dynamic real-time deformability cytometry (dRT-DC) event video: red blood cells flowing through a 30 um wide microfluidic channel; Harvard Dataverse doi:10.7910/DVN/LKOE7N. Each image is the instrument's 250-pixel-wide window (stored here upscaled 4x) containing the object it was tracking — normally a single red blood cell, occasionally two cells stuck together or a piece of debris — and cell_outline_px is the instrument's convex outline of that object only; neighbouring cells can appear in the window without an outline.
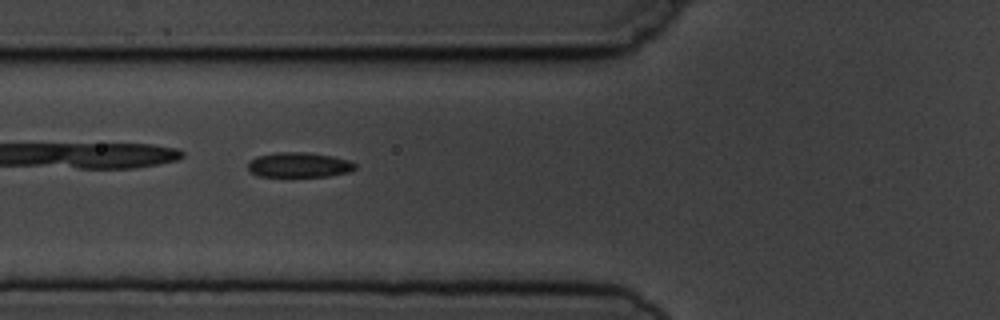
{"species": "common noctule bat (a hibernating species)", "species_latin": "Nyctalus noctula", "temperature_condition": "cold", "stored_images_in_passage": 8, "camera_frame_rate_fps": 3000, "um_per_image_px": 0.085, "animal": {"sex": "male", "body_mass_g": 19.5, "forearm_length_mm": 54.6}, "frame": {"image": 1, "passage_image": 7, "time_ms": 7.0, "image_size_px": [1000, 320], "cell_outline_px": [[356, 168], [348, 172], [328, 176], [256, 176], [248, 172], [248, 164], [256, 156], [276, 152], [308, 152], [332, 156], [348, 160], [356, 164]], "centroid_in_image_um": [25.39, 14.01], "position_along_channel_um": 100.4, "area_um2": 15.61}}